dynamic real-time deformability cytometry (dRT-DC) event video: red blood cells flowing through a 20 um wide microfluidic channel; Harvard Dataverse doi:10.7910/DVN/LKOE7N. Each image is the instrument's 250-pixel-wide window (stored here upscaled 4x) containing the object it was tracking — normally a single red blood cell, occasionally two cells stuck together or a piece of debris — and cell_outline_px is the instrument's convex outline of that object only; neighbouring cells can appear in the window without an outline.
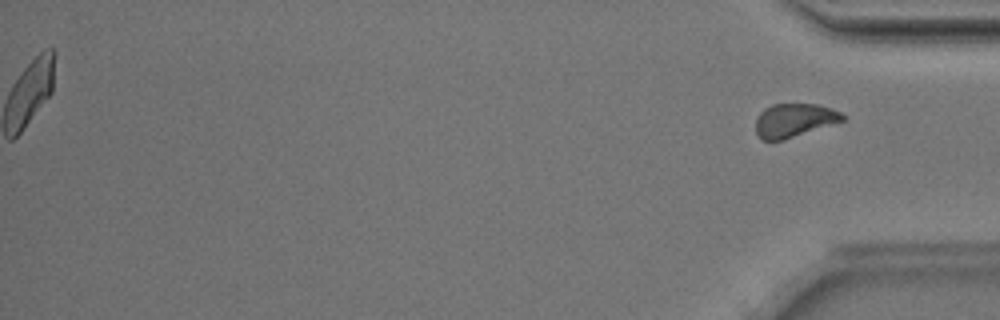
{"species": "Egyptian fruit bat (a non-hibernating species)", "species_latin": "Rousettus aegyptiacus", "temperature_condition": "room temperature", "stored_images_in_passage": 45, "segment_of_instrument_passage": [2, 2], "camera_frame_rate_fps": 3000, "um_per_image_px": 0.085, "animal": {"sex": "male"}, "frame": {"image": 1, "passage_image": 45, "time_ms": 14.667, "image_size_px": [1000, 320], "cell_outline_px": [[848, 116], [844, 120], [784, 140], [760, 140], [756, 132], [756, 120], [760, 112], [764, 108], [772, 104], [820, 104], [840, 112]], "centroid_in_image_um": [67.5, 10.22], "position_along_channel_um": 367.7, "area_um2": 17.05}}